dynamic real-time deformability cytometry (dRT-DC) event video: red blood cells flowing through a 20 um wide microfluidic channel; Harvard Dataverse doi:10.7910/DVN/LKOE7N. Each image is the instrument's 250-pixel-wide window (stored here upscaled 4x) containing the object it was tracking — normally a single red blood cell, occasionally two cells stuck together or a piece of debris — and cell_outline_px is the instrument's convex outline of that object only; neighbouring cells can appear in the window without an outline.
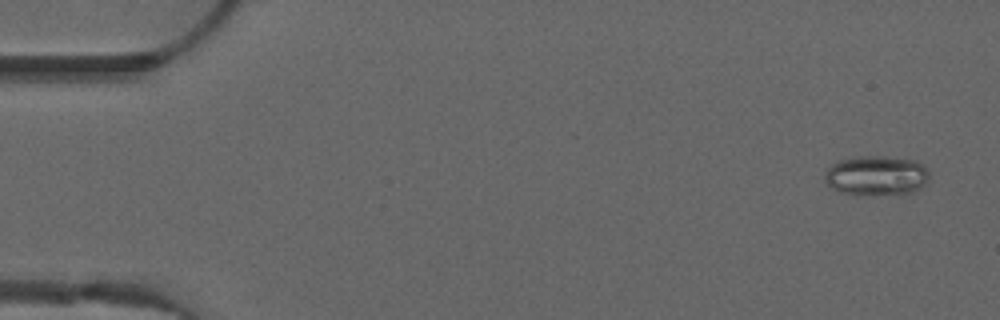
{"species": "common noctule bat (a hibernating species)", "species_latin": "Nyctalus noctula", "temperature_condition": "warm", "stored_images_in_passage": 52, "camera_frame_rate_fps": 3000, "um_per_image_px": 0.085, "animal": {"sex": "male", "forearm_length_mm": 52.5}, "frame": {"image": 1, "passage_image": 3, "time_ms": 0.667, "image_size_px": [1000, 320], "cell_outline_px": [[928, 180], [924, 184], [912, 192], [904, 196], [840, 192], [832, 188], [824, 180], [824, 172], [836, 160], [856, 156], [884, 156], [916, 160], [928, 172]], "centroid_in_image_um": [74.47, 14.92], "position_along_channel_um": 10.5, "area_um2": 24.39}}
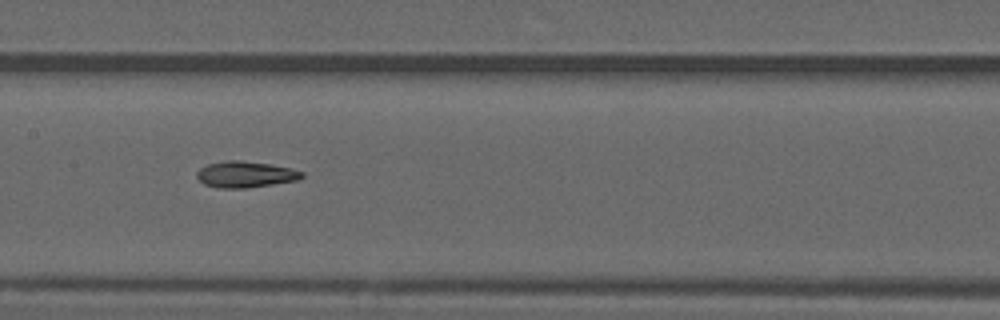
{"frame": {"image": 2, "passage_image": 26, "time_ms": 8.333, "image_size_px": [1000, 320], "cell_outline_px": [[304, 176], [300, 180], [244, 188], [216, 188], [204, 184], [196, 176], [196, 172], [200, 168], [208, 164], [228, 160], [240, 160], [268, 164], [288, 168], [304, 172]], "centroid_in_image_um": [20.84, 14.83], "position_along_channel_um": 186.6, "area_um2": 15.95}}
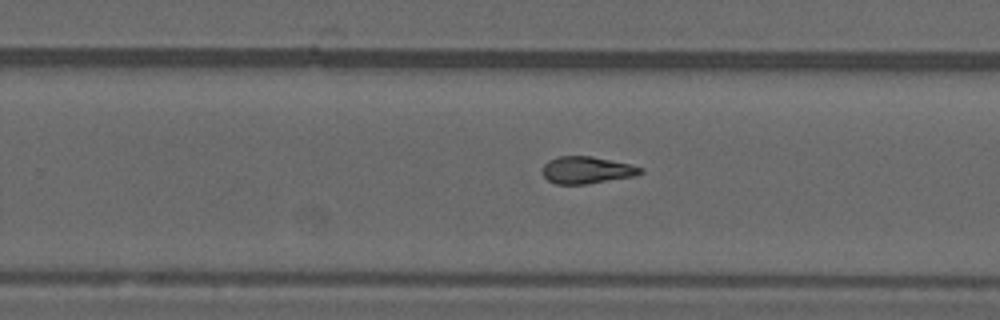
{"frame": {"image": 3, "passage_image": 33, "time_ms": 10.667, "image_size_px": [1000, 320], "cell_outline_px": [[644, 172], [636, 176], [588, 184], [556, 184], [548, 180], [544, 176], [544, 164], [548, 160], [560, 156], [592, 156], [628, 164], [644, 168]], "centroid_in_image_um": [49.91, 14.46], "position_along_channel_um": 279.9, "area_um2": 15.43}, "authors_computed_cell_mechanics": {"area_um2": 16.0395, "velocity_mm_per_s": 4.0274, "shape_relaxation_time_tau1_ms": null, "shape_relaxation_time_tau2_ms": 4.4256, "deformation_change_tau1": null, "deformation_change_tau2": 0.1218}}